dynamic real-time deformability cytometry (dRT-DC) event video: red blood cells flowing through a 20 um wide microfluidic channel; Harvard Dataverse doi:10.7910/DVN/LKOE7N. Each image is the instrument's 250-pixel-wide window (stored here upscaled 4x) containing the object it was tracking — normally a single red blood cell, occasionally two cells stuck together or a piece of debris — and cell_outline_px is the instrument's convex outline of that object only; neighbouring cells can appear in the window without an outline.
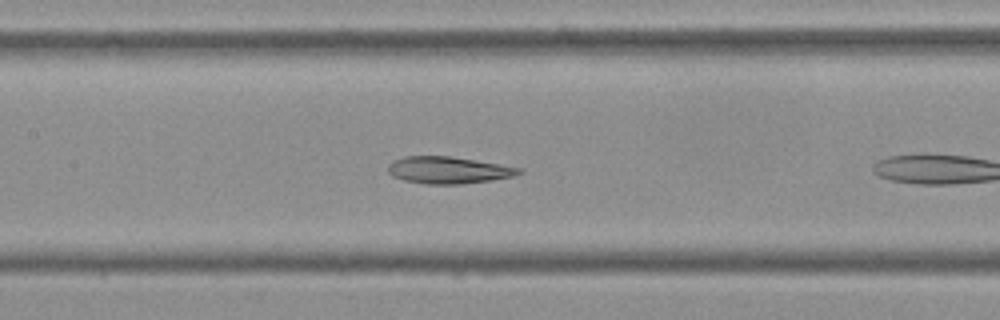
{"species": "Egyptian fruit bat (a non-hibernating species)", "species_latin": "Rousettus aegyptiacus", "temperature_condition": "cold", "stored_images_in_passage": 14, "camera_frame_rate_fps": 3000, "um_per_image_px": 0.085, "frame": {"image": 1, "passage_image": 10, "time_ms": 3.0, "image_size_px": [1000, 320], "cell_outline_px": [[524, 172], [512, 176], [492, 180], [460, 184], [428, 184], [404, 180], [392, 176], [388, 172], [388, 164], [392, 160], [404, 156], [448, 156], [500, 164], [520, 168]], "centroid_in_image_um": [38.07, 14.45], "position_along_channel_um": 169.3, "area_um2": 20.46}}